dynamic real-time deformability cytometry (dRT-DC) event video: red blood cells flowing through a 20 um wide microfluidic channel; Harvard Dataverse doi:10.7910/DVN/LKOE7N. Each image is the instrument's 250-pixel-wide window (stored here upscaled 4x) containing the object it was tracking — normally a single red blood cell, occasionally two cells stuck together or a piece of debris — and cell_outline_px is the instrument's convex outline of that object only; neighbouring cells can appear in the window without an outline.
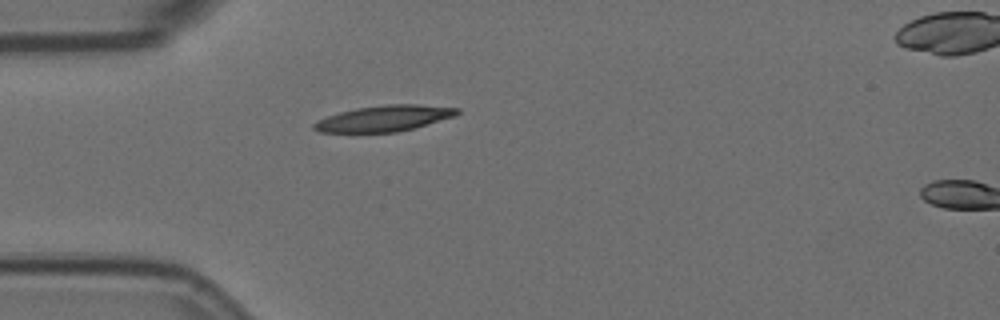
{"species": "Egyptian fruit bat (a non-hibernating species)", "species_latin": "Rousettus aegyptiacus", "temperature_condition": "room temperature", "stored_images_in_passage": 2, "camera_frame_rate_fps": 3000, "um_per_image_px": 0.085, "animal": {"sex": "female"}, "frame": {"image": 1, "passage_image": 1, "time_ms": 0.0, "image_size_px": [1000, 320], "cell_outline_px": [[460, 112], [452, 116], [412, 128], [396, 132], [320, 132], [312, 128], [312, 124], [316, 120], [340, 112], [356, 108], [384, 104], [416, 104], [460, 108]], "centroid_in_image_um": [32.59, 10.05], "position_along_channel_um": 52.4, "area_um2": 21.33}}